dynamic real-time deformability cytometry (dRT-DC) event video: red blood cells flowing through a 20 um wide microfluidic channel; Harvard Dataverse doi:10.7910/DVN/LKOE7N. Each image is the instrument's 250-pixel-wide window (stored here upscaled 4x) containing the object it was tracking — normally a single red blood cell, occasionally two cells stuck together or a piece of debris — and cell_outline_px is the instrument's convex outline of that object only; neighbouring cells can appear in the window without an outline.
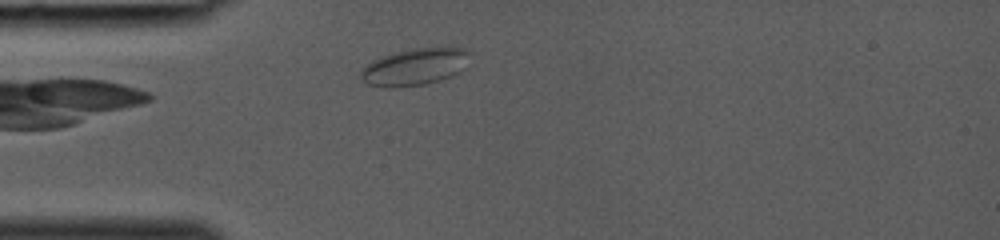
{"species": "common noctule bat (a hibernating species)", "species_latin": "Nyctalus noctula", "temperature_condition": "room temperature", "stored_images_in_passage": 23, "camera_frame_rate_fps": 3000, "um_per_image_px": 0.085, "animal": {"sex": "female", "body_mass_g": 19.0, "forearm_length_mm": 53.3}, "frame": {"image": 1, "passage_image": 1, "time_ms": 0.0, "image_size_px": [1000, 240], "cell_outline_px": [[468, 52], [464, 68], [440, 80], [424, 84], [396, 88], [384, 88], [368, 84], [360, 76], [360, 72], [372, 60], [380, 56], [392, 52], [412, 48], [444, 44], [464, 48]], "centroid_in_image_um": [35.24, 5.63], "position_along_channel_um": 49.8, "area_um2": 23.93}}
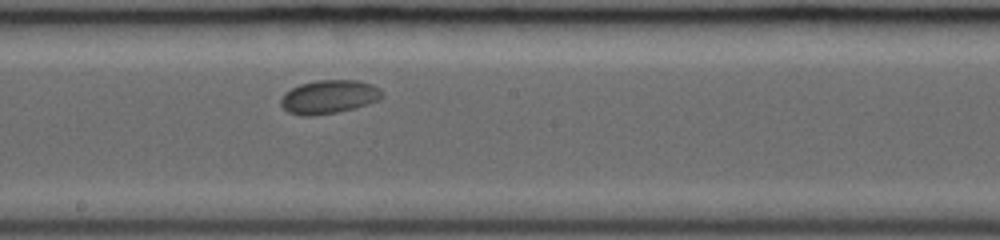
{"frame": {"image": 2, "passage_image": 12, "time_ms": 3.667, "image_size_px": [1000, 240], "cell_outline_px": [[384, 96], [380, 100], [356, 108], [336, 112], [312, 116], [300, 116], [288, 112], [280, 104], [280, 100], [284, 92], [300, 84], [316, 80], [356, 80], [372, 84], [380, 88]], "centroid_in_image_um": [27.97, 8.23], "position_along_channel_um": 220.2, "area_um2": 20.06}}
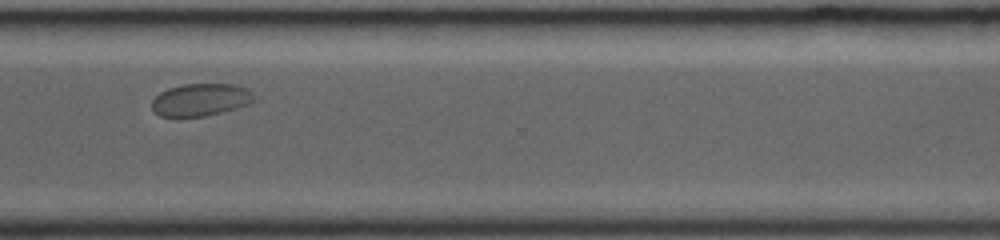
{"frame": {"image": 3, "passage_image": 20, "time_ms": 6.333, "image_size_px": [1000, 240], "cell_outline_px": [[256, 100], [248, 104], [236, 108], [204, 116], [160, 116], [152, 108], [152, 100], [160, 92], [168, 88], [184, 84], [236, 84], [248, 88], [256, 96]], "centroid_in_image_um": [17.1, 8.46], "position_along_channel_um": 353.5, "area_um2": 19.31}}